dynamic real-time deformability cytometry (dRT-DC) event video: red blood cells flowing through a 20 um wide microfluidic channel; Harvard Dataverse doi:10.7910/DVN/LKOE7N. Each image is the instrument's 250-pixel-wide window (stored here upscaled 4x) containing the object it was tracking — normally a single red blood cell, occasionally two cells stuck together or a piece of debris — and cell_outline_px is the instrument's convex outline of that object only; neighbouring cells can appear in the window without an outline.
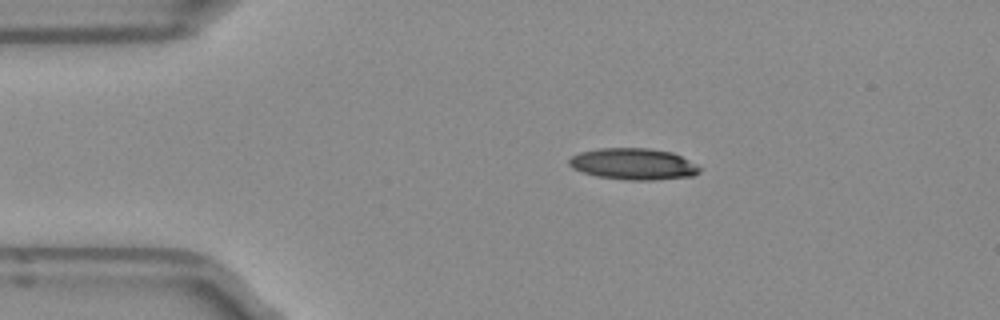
{"species": "Egyptian fruit bat (a non-hibernating species)", "species_latin": "Rousettus aegyptiacus", "temperature_condition": "room temperature", "stored_images_in_passage": 50, "camera_frame_rate_fps": 3000, "um_per_image_px": 0.085, "frame": {"image": 1, "passage_image": 9, "time_ms": 2.667, "image_size_px": [1000, 320], "cell_outline_px": [[700, 172], [692, 176], [652, 180], [628, 180], [600, 176], [584, 172], [572, 168], [568, 164], [568, 160], [572, 156], [580, 152], [596, 148], [648, 148], [672, 152], [696, 164], [700, 168]], "centroid_in_image_um": [53.83, 13.93], "position_along_channel_um": 31.2, "area_um2": 23.76}}
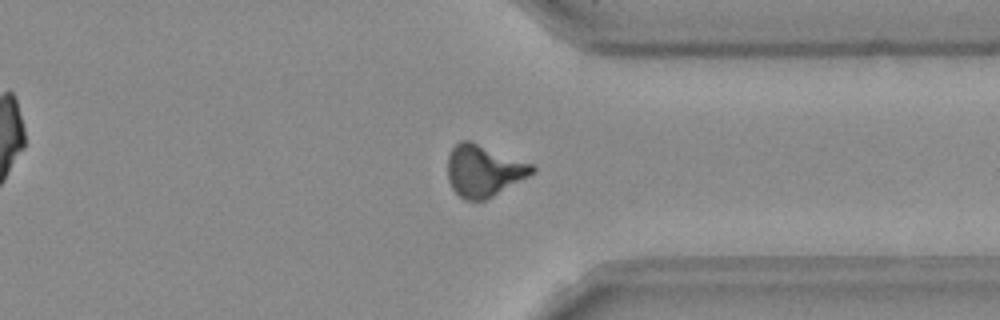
{"frame": {"image": 2, "passage_image": 38, "time_ms": 12.333, "image_size_px": [1000, 320], "cell_outline_px": [[536, 172], [492, 196], [484, 200], [464, 200], [452, 188], [448, 180], [448, 156], [452, 148], [460, 140], [472, 140], [532, 164], [536, 168]], "centroid_in_image_um": [41.11, 14.49], "position_along_channel_um": 370.3, "area_um2": 25.43}}
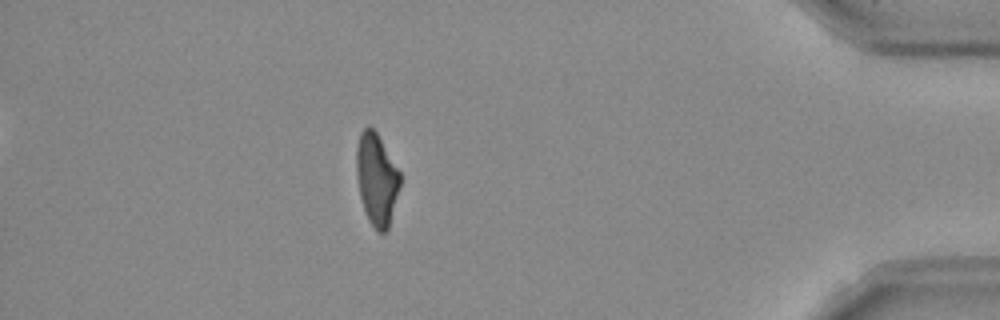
{"frame": {"image": 3, "passage_image": 44, "time_ms": 14.333, "image_size_px": [1000, 320], "cell_outline_px": [[400, 188], [388, 228], [384, 232], [376, 232], [368, 220], [360, 196], [356, 172], [356, 148], [360, 132], [368, 124], [376, 132], [400, 172]], "centroid_in_image_um": [32.0, 15.23], "position_along_channel_um": 403.2, "area_um2": 23.29}, "authors_computed_cell_mechanics": {"area_um2": 23.7847, "velocity_mm_per_s": 3.9713, "shape_relaxation_time_tau1_ms": 7.4148, "shape_relaxation_time_tau2_ms": 6.3333, "deformation_change_tau1": 0.2228, "deformation_change_tau2": 0.1778}}